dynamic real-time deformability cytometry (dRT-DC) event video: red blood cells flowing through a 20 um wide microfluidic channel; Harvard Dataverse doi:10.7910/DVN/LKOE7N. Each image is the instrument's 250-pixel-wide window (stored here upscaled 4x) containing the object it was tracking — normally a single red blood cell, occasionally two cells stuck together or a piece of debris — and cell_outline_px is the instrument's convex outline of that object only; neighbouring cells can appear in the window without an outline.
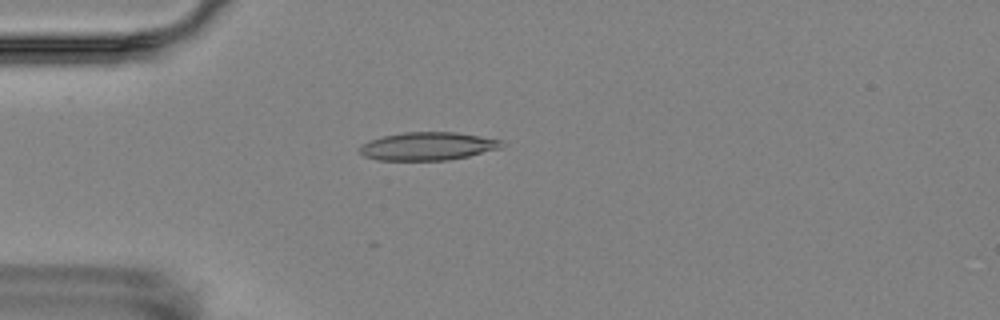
{"species": "Egyptian fruit bat (a non-hibernating species)", "species_latin": "Rousettus aegyptiacus", "temperature_condition": "room temperature", "stored_images_in_passage": 13, "camera_frame_rate_fps": 3000, "um_per_image_px": 0.085, "animal": {"sex": "female"}, "frame": {"image": 1, "passage_image": 1, "time_ms": 0.0, "image_size_px": [1000, 320], "cell_outline_px": [[504, 144], [500, 148], [468, 156], [448, 160], [376, 160], [364, 156], [360, 152], [360, 148], [364, 144], [372, 140], [384, 136], [404, 132], [456, 132], [500, 140]], "centroid_in_image_um": [36.36, 12.43], "position_along_channel_um": 48.6, "area_um2": 22.89}}
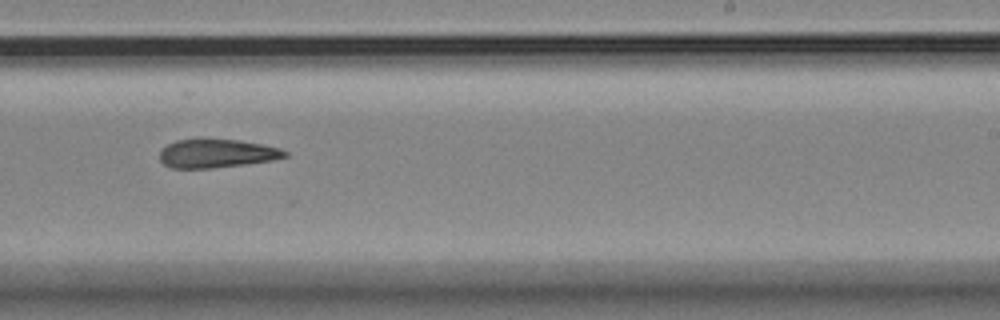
{"frame": {"image": 2, "passage_image": 7, "time_ms": 6.667, "image_size_px": [1000, 320], "cell_outline_px": [[288, 156], [272, 160], [244, 164], [212, 168], [172, 168], [164, 164], [160, 160], [160, 148], [176, 140], [236, 140], [260, 144], [280, 148], [288, 152]], "centroid_in_image_um": [18.4, 13.05], "position_along_channel_um": 270.6, "area_um2": 20.52}}
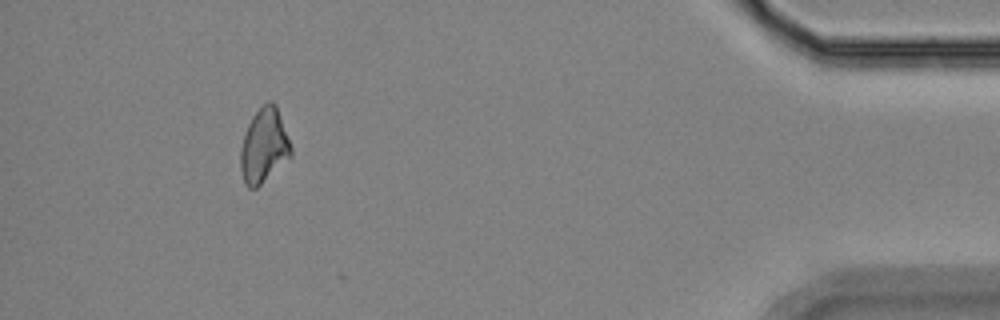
{"frame": {"image": 3, "passage_image": 12, "time_ms": 12.333, "image_size_px": [1000, 320], "cell_outline_px": [[292, 156], [256, 188], [248, 188], [244, 184], [240, 168], [240, 148], [248, 124], [252, 116], [268, 100], [272, 100], [276, 104], [292, 148]], "centroid_in_image_um": [22.43, 12.4], "position_along_channel_um": 412.8, "area_um2": 21.85}, "authors_computed_cell_mechanics": {"area_um2": 21.8484, "velocity_mm_per_s": 3.5289, "shape_relaxation_time_tau1_ms": 4.7451, "shape_relaxation_time_tau2_ms": 5.059, "deformation_change_tau1": 0.1192, "deformation_change_tau2": 0.1495}}